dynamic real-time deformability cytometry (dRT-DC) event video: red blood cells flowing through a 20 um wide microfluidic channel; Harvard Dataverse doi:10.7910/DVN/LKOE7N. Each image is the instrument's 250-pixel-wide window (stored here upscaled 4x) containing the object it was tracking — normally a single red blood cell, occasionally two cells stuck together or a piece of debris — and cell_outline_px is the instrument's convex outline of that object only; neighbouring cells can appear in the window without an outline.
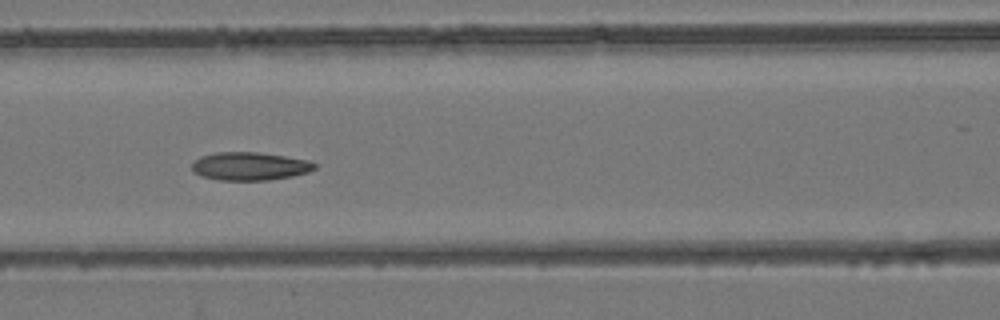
{"species": "common noctule bat (a hibernating species)", "species_latin": "Nyctalus noctula", "temperature_condition": "room temperature", "stored_images_in_passage": 8, "camera_frame_rate_fps": 3000, "um_per_image_px": 0.085, "animal": {"sex": "female", "body_mass_g": 24.6, "forearm_length_mm": 56.2}, "frame": {"image": 1, "passage_image": 7, "time_ms": 6.667, "image_size_px": [1000, 320], "cell_outline_px": [[316, 168], [308, 172], [292, 176], [268, 180], [220, 180], [200, 176], [192, 172], [192, 160], [200, 156], [216, 152], [256, 152], [284, 156], [308, 160], [316, 164]], "centroid_in_image_um": [21.18, 14.13], "position_along_channel_um": 145.4, "area_um2": 20.23}}
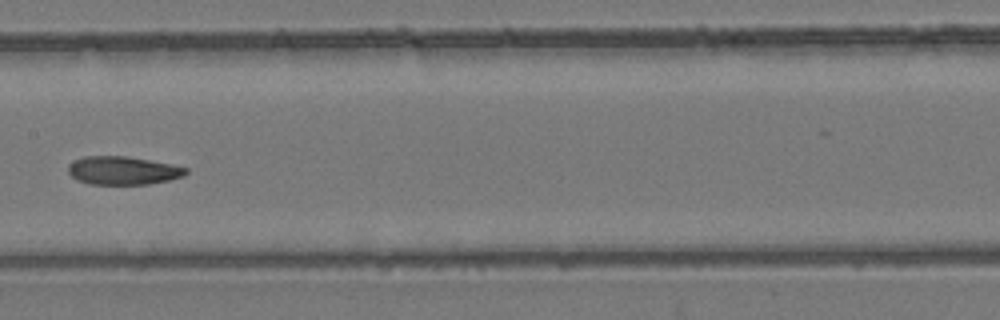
{"frame": {"image": 2, "passage_image": 8, "time_ms": 8.0, "image_size_px": [1000, 320], "cell_outline_px": [[188, 172], [184, 176], [168, 180], [148, 184], [88, 184], [76, 180], [68, 172], [68, 164], [84, 156], [128, 156], [172, 164], [188, 168]], "centroid_in_image_um": [10.45, 14.49], "position_along_channel_um": 197.0, "area_um2": 19.48}}